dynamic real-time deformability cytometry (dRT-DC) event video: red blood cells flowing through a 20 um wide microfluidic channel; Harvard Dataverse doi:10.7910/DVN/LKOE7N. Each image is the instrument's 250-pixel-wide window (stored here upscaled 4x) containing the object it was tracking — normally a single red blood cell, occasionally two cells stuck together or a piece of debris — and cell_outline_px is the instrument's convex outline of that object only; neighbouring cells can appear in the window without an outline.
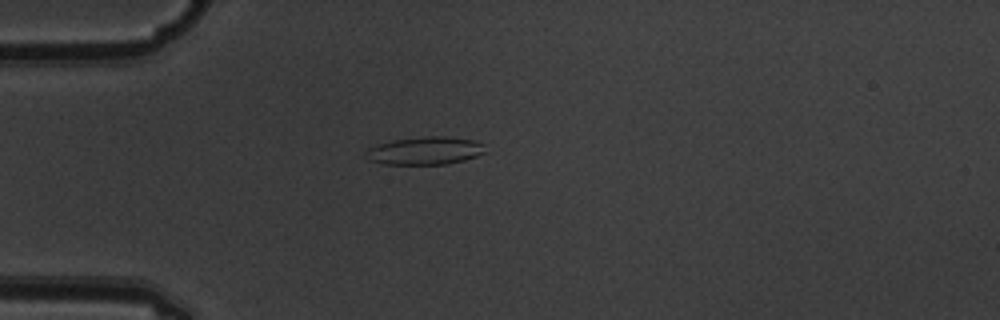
{"species": "common noctule bat (a hibernating species)", "species_latin": "Nyctalus noctula", "temperature_condition": "warm", "stored_images_in_passage": 5, "camera_frame_rate_fps": 3000, "um_per_image_px": 0.085, "animal": {"sex": "male", "body_mass_g": 19.5, "forearm_length_mm": 54.6}, "frame": {"image": 1, "passage_image": 5, "time_ms": 1.333, "image_size_px": [1000, 320], "cell_outline_px": [[488, 152], [464, 160], [444, 164], [384, 164], [368, 160], [364, 156], [368, 148], [376, 144], [392, 140], [424, 136], [444, 136], [472, 140], [484, 144]], "centroid_in_image_um": [36.11, 12.81], "position_along_channel_um": 48.9, "area_um2": 19.54}}